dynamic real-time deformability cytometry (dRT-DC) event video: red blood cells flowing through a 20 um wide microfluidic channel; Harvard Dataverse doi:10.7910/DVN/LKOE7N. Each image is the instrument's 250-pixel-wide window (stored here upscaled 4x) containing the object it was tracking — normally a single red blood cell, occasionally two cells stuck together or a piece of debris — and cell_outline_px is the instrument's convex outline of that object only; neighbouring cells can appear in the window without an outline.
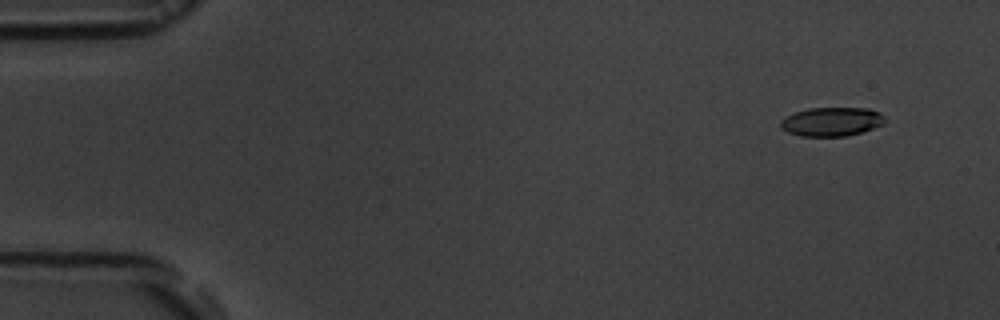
{"species": "common noctule bat (a hibernating species)", "species_latin": "Nyctalus noctula", "temperature_condition": "room temperature", "stored_images_in_passage": 4, "camera_frame_rate_fps": 3000, "um_per_image_px": 0.085, "animal": {"sex": "male", "body_mass_g": 19.5, "forearm_length_mm": 54.6}, "frame": {"image": 1, "passage_image": 1, "time_ms": 0.0, "image_size_px": [1000, 320], "cell_outline_px": [[884, 124], [860, 132], [844, 136], [800, 136], [788, 132], [780, 128], [780, 120], [796, 112], [808, 108], [868, 108], [880, 112], [884, 116]], "centroid_in_image_um": [70.68, 10.34], "position_along_channel_um": 14.3, "area_um2": 17.46}}